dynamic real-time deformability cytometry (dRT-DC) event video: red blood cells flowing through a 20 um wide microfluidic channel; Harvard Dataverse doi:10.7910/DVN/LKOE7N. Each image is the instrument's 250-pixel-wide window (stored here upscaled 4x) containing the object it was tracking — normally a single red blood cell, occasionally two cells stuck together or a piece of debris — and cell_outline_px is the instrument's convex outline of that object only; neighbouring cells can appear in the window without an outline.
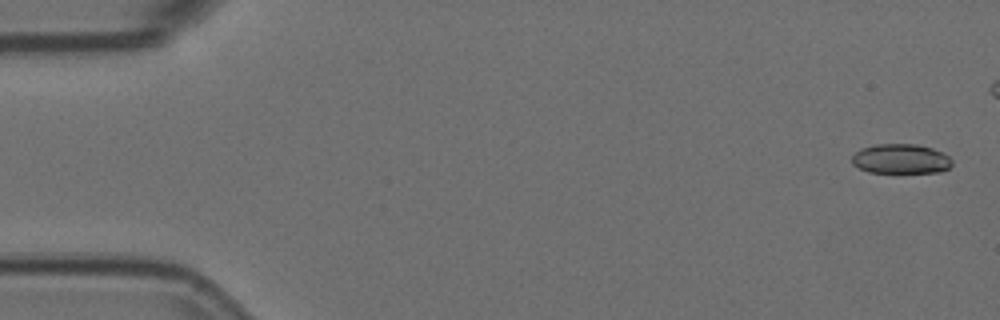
{"species": "Egyptian fruit bat (a non-hibernating species)", "species_latin": "Rousettus aegyptiacus", "temperature_condition": "room temperature", "stored_images_in_passage": 6, "camera_frame_rate_fps": 3000, "um_per_image_px": 0.085, "animal": {"sex": "female"}, "frame": {"image": 1, "passage_image": 1, "time_ms": 0.0, "image_size_px": [1000, 320], "cell_outline_px": [[952, 164], [948, 168], [940, 172], [868, 172], [852, 164], [852, 156], [860, 148], [876, 144], [916, 144], [932, 148], [944, 152], [952, 160]], "centroid_in_image_um": [76.57, 13.49], "position_along_channel_um": 8.4, "area_um2": 17.34}}